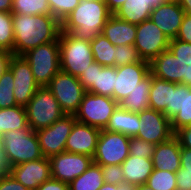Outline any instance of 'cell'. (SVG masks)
<instances>
[{
	"label": "cell",
	"instance_id": "40",
	"mask_svg": "<svg viewBox=\"0 0 191 190\" xmlns=\"http://www.w3.org/2000/svg\"><path fill=\"white\" fill-rule=\"evenodd\" d=\"M175 39L191 43V15H184L178 35Z\"/></svg>",
	"mask_w": 191,
	"mask_h": 190
},
{
	"label": "cell",
	"instance_id": "30",
	"mask_svg": "<svg viewBox=\"0 0 191 190\" xmlns=\"http://www.w3.org/2000/svg\"><path fill=\"white\" fill-rule=\"evenodd\" d=\"M94 61L102 66L115 67L116 46L102 33L90 41Z\"/></svg>",
	"mask_w": 191,
	"mask_h": 190
},
{
	"label": "cell",
	"instance_id": "49",
	"mask_svg": "<svg viewBox=\"0 0 191 190\" xmlns=\"http://www.w3.org/2000/svg\"><path fill=\"white\" fill-rule=\"evenodd\" d=\"M126 2V0H106L105 3L109 11L114 14L121 6Z\"/></svg>",
	"mask_w": 191,
	"mask_h": 190
},
{
	"label": "cell",
	"instance_id": "39",
	"mask_svg": "<svg viewBox=\"0 0 191 190\" xmlns=\"http://www.w3.org/2000/svg\"><path fill=\"white\" fill-rule=\"evenodd\" d=\"M103 180L106 183L118 185L124 182L123 170L121 165L102 166Z\"/></svg>",
	"mask_w": 191,
	"mask_h": 190
},
{
	"label": "cell",
	"instance_id": "15",
	"mask_svg": "<svg viewBox=\"0 0 191 190\" xmlns=\"http://www.w3.org/2000/svg\"><path fill=\"white\" fill-rule=\"evenodd\" d=\"M138 116L140 129L136 137L157 145L174 136L171 121L164 113L149 108L139 112Z\"/></svg>",
	"mask_w": 191,
	"mask_h": 190
},
{
	"label": "cell",
	"instance_id": "50",
	"mask_svg": "<svg viewBox=\"0 0 191 190\" xmlns=\"http://www.w3.org/2000/svg\"><path fill=\"white\" fill-rule=\"evenodd\" d=\"M177 2L186 15H191V0H178Z\"/></svg>",
	"mask_w": 191,
	"mask_h": 190
},
{
	"label": "cell",
	"instance_id": "24",
	"mask_svg": "<svg viewBox=\"0 0 191 190\" xmlns=\"http://www.w3.org/2000/svg\"><path fill=\"white\" fill-rule=\"evenodd\" d=\"M124 182L136 186L143 185L153 172L152 159L139 158L129 155L121 164Z\"/></svg>",
	"mask_w": 191,
	"mask_h": 190
},
{
	"label": "cell",
	"instance_id": "28",
	"mask_svg": "<svg viewBox=\"0 0 191 190\" xmlns=\"http://www.w3.org/2000/svg\"><path fill=\"white\" fill-rule=\"evenodd\" d=\"M19 129H31L28 125L25 107L17 105L0 109V136L8 131Z\"/></svg>",
	"mask_w": 191,
	"mask_h": 190
},
{
	"label": "cell",
	"instance_id": "27",
	"mask_svg": "<svg viewBox=\"0 0 191 190\" xmlns=\"http://www.w3.org/2000/svg\"><path fill=\"white\" fill-rule=\"evenodd\" d=\"M153 9L151 0H126L114 15L126 22L138 25L150 18Z\"/></svg>",
	"mask_w": 191,
	"mask_h": 190
},
{
	"label": "cell",
	"instance_id": "19",
	"mask_svg": "<svg viewBox=\"0 0 191 190\" xmlns=\"http://www.w3.org/2000/svg\"><path fill=\"white\" fill-rule=\"evenodd\" d=\"M101 129L76 121L65 145V151L93 157Z\"/></svg>",
	"mask_w": 191,
	"mask_h": 190
},
{
	"label": "cell",
	"instance_id": "32",
	"mask_svg": "<svg viewBox=\"0 0 191 190\" xmlns=\"http://www.w3.org/2000/svg\"><path fill=\"white\" fill-rule=\"evenodd\" d=\"M11 13L21 15L51 14L48 0H12Z\"/></svg>",
	"mask_w": 191,
	"mask_h": 190
},
{
	"label": "cell",
	"instance_id": "14",
	"mask_svg": "<svg viewBox=\"0 0 191 190\" xmlns=\"http://www.w3.org/2000/svg\"><path fill=\"white\" fill-rule=\"evenodd\" d=\"M51 178L69 184L83 174L93 163V158L83 154L64 151L48 158Z\"/></svg>",
	"mask_w": 191,
	"mask_h": 190
},
{
	"label": "cell",
	"instance_id": "5",
	"mask_svg": "<svg viewBox=\"0 0 191 190\" xmlns=\"http://www.w3.org/2000/svg\"><path fill=\"white\" fill-rule=\"evenodd\" d=\"M60 70L76 76L94 62L90 41L75 38L68 32H60Z\"/></svg>",
	"mask_w": 191,
	"mask_h": 190
},
{
	"label": "cell",
	"instance_id": "52",
	"mask_svg": "<svg viewBox=\"0 0 191 190\" xmlns=\"http://www.w3.org/2000/svg\"><path fill=\"white\" fill-rule=\"evenodd\" d=\"M151 1H152V6L155 8L159 4L175 2L178 0H151Z\"/></svg>",
	"mask_w": 191,
	"mask_h": 190
},
{
	"label": "cell",
	"instance_id": "38",
	"mask_svg": "<svg viewBox=\"0 0 191 190\" xmlns=\"http://www.w3.org/2000/svg\"><path fill=\"white\" fill-rule=\"evenodd\" d=\"M81 0H48L51 15L62 22L70 14Z\"/></svg>",
	"mask_w": 191,
	"mask_h": 190
},
{
	"label": "cell",
	"instance_id": "44",
	"mask_svg": "<svg viewBox=\"0 0 191 190\" xmlns=\"http://www.w3.org/2000/svg\"><path fill=\"white\" fill-rule=\"evenodd\" d=\"M37 190H69V185L65 182L50 178L40 184Z\"/></svg>",
	"mask_w": 191,
	"mask_h": 190
},
{
	"label": "cell",
	"instance_id": "13",
	"mask_svg": "<svg viewBox=\"0 0 191 190\" xmlns=\"http://www.w3.org/2000/svg\"><path fill=\"white\" fill-rule=\"evenodd\" d=\"M76 119L74 114H65L49 127L35 131L44 157H51L65 151L66 141Z\"/></svg>",
	"mask_w": 191,
	"mask_h": 190
},
{
	"label": "cell",
	"instance_id": "36",
	"mask_svg": "<svg viewBox=\"0 0 191 190\" xmlns=\"http://www.w3.org/2000/svg\"><path fill=\"white\" fill-rule=\"evenodd\" d=\"M155 144L147 142L138 137L129 139V155L139 158L152 159Z\"/></svg>",
	"mask_w": 191,
	"mask_h": 190
},
{
	"label": "cell",
	"instance_id": "51",
	"mask_svg": "<svg viewBox=\"0 0 191 190\" xmlns=\"http://www.w3.org/2000/svg\"><path fill=\"white\" fill-rule=\"evenodd\" d=\"M12 0H0V12H11Z\"/></svg>",
	"mask_w": 191,
	"mask_h": 190
},
{
	"label": "cell",
	"instance_id": "25",
	"mask_svg": "<svg viewBox=\"0 0 191 190\" xmlns=\"http://www.w3.org/2000/svg\"><path fill=\"white\" fill-rule=\"evenodd\" d=\"M149 107L164 113L171 120V82L152 75L149 90Z\"/></svg>",
	"mask_w": 191,
	"mask_h": 190
},
{
	"label": "cell",
	"instance_id": "45",
	"mask_svg": "<svg viewBox=\"0 0 191 190\" xmlns=\"http://www.w3.org/2000/svg\"><path fill=\"white\" fill-rule=\"evenodd\" d=\"M13 56V53L0 47V78L9 68L10 60Z\"/></svg>",
	"mask_w": 191,
	"mask_h": 190
},
{
	"label": "cell",
	"instance_id": "12",
	"mask_svg": "<svg viewBox=\"0 0 191 190\" xmlns=\"http://www.w3.org/2000/svg\"><path fill=\"white\" fill-rule=\"evenodd\" d=\"M169 38L149 18L136 25L134 47L142 60L151 62L163 51L168 50Z\"/></svg>",
	"mask_w": 191,
	"mask_h": 190
},
{
	"label": "cell",
	"instance_id": "21",
	"mask_svg": "<svg viewBox=\"0 0 191 190\" xmlns=\"http://www.w3.org/2000/svg\"><path fill=\"white\" fill-rule=\"evenodd\" d=\"M185 12L177 1L157 5L150 13V19L169 38L178 35Z\"/></svg>",
	"mask_w": 191,
	"mask_h": 190
},
{
	"label": "cell",
	"instance_id": "8",
	"mask_svg": "<svg viewBox=\"0 0 191 190\" xmlns=\"http://www.w3.org/2000/svg\"><path fill=\"white\" fill-rule=\"evenodd\" d=\"M118 106L111 97L86 92L74 117L80 123L105 129Z\"/></svg>",
	"mask_w": 191,
	"mask_h": 190
},
{
	"label": "cell",
	"instance_id": "37",
	"mask_svg": "<svg viewBox=\"0 0 191 190\" xmlns=\"http://www.w3.org/2000/svg\"><path fill=\"white\" fill-rule=\"evenodd\" d=\"M137 49L134 45H118L116 46L115 67H121L128 64L140 62Z\"/></svg>",
	"mask_w": 191,
	"mask_h": 190
},
{
	"label": "cell",
	"instance_id": "34",
	"mask_svg": "<svg viewBox=\"0 0 191 190\" xmlns=\"http://www.w3.org/2000/svg\"><path fill=\"white\" fill-rule=\"evenodd\" d=\"M14 76L8 68L0 78V109L17 106L13 95Z\"/></svg>",
	"mask_w": 191,
	"mask_h": 190
},
{
	"label": "cell",
	"instance_id": "23",
	"mask_svg": "<svg viewBox=\"0 0 191 190\" xmlns=\"http://www.w3.org/2000/svg\"><path fill=\"white\" fill-rule=\"evenodd\" d=\"M114 46L134 45L136 25L119 19L112 14L101 32Z\"/></svg>",
	"mask_w": 191,
	"mask_h": 190
},
{
	"label": "cell",
	"instance_id": "48",
	"mask_svg": "<svg viewBox=\"0 0 191 190\" xmlns=\"http://www.w3.org/2000/svg\"><path fill=\"white\" fill-rule=\"evenodd\" d=\"M10 166L8 165V162L5 157V152L0 145V177L4 176L9 173Z\"/></svg>",
	"mask_w": 191,
	"mask_h": 190
},
{
	"label": "cell",
	"instance_id": "35",
	"mask_svg": "<svg viewBox=\"0 0 191 190\" xmlns=\"http://www.w3.org/2000/svg\"><path fill=\"white\" fill-rule=\"evenodd\" d=\"M0 47L13 53L14 32L11 12H0Z\"/></svg>",
	"mask_w": 191,
	"mask_h": 190
},
{
	"label": "cell",
	"instance_id": "3",
	"mask_svg": "<svg viewBox=\"0 0 191 190\" xmlns=\"http://www.w3.org/2000/svg\"><path fill=\"white\" fill-rule=\"evenodd\" d=\"M111 15L105 2L81 0L61 22V31L75 38L92 41L101 34Z\"/></svg>",
	"mask_w": 191,
	"mask_h": 190
},
{
	"label": "cell",
	"instance_id": "17",
	"mask_svg": "<svg viewBox=\"0 0 191 190\" xmlns=\"http://www.w3.org/2000/svg\"><path fill=\"white\" fill-rule=\"evenodd\" d=\"M86 92L113 98L115 67L91 63L78 77Z\"/></svg>",
	"mask_w": 191,
	"mask_h": 190
},
{
	"label": "cell",
	"instance_id": "18",
	"mask_svg": "<svg viewBox=\"0 0 191 190\" xmlns=\"http://www.w3.org/2000/svg\"><path fill=\"white\" fill-rule=\"evenodd\" d=\"M9 173L24 187L37 190L40 184L51 178L47 157L10 167Z\"/></svg>",
	"mask_w": 191,
	"mask_h": 190
},
{
	"label": "cell",
	"instance_id": "26",
	"mask_svg": "<svg viewBox=\"0 0 191 190\" xmlns=\"http://www.w3.org/2000/svg\"><path fill=\"white\" fill-rule=\"evenodd\" d=\"M140 129L138 113H133L119 106L110 117L105 130L122 133L128 137H136Z\"/></svg>",
	"mask_w": 191,
	"mask_h": 190
},
{
	"label": "cell",
	"instance_id": "22",
	"mask_svg": "<svg viewBox=\"0 0 191 190\" xmlns=\"http://www.w3.org/2000/svg\"><path fill=\"white\" fill-rule=\"evenodd\" d=\"M180 156V142L174 135L167 141L155 145L152 156L153 167L162 171L176 173L181 167Z\"/></svg>",
	"mask_w": 191,
	"mask_h": 190
},
{
	"label": "cell",
	"instance_id": "1",
	"mask_svg": "<svg viewBox=\"0 0 191 190\" xmlns=\"http://www.w3.org/2000/svg\"><path fill=\"white\" fill-rule=\"evenodd\" d=\"M14 56H23L35 47L59 38L61 22L51 14L21 15L12 13Z\"/></svg>",
	"mask_w": 191,
	"mask_h": 190
},
{
	"label": "cell",
	"instance_id": "47",
	"mask_svg": "<svg viewBox=\"0 0 191 190\" xmlns=\"http://www.w3.org/2000/svg\"><path fill=\"white\" fill-rule=\"evenodd\" d=\"M177 190H191V176L176 174Z\"/></svg>",
	"mask_w": 191,
	"mask_h": 190
},
{
	"label": "cell",
	"instance_id": "42",
	"mask_svg": "<svg viewBox=\"0 0 191 190\" xmlns=\"http://www.w3.org/2000/svg\"><path fill=\"white\" fill-rule=\"evenodd\" d=\"M180 164L181 167L176 174L191 176V149L181 148Z\"/></svg>",
	"mask_w": 191,
	"mask_h": 190
},
{
	"label": "cell",
	"instance_id": "46",
	"mask_svg": "<svg viewBox=\"0 0 191 190\" xmlns=\"http://www.w3.org/2000/svg\"><path fill=\"white\" fill-rule=\"evenodd\" d=\"M137 186L128 182H121L118 185H113L104 182L103 186L99 190H136Z\"/></svg>",
	"mask_w": 191,
	"mask_h": 190
},
{
	"label": "cell",
	"instance_id": "11",
	"mask_svg": "<svg viewBox=\"0 0 191 190\" xmlns=\"http://www.w3.org/2000/svg\"><path fill=\"white\" fill-rule=\"evenodd\" d=\"M65 114H74L86 93L76 76L59 71L47 85Z\"/></svg>",
	"mask_w": 191,
	"mask_h": 190
},
{
	"label": "cell",
	"instance_id": "10",
	"mask_svg": "<svg viewBox=\"0 0 191 190\" xmlns=\"http://www.w3.org/2000/svg\"><path fill=\"white\" fill-rule=\"evenodd\" d=\"M129 139L122 133L101 129L93 163L100 166L121 165L129 156Z\"/></svg>",
	"mask_w": 191,
	"mask_h": 190
},
{
	"label": "cell",
	"instance_id": "41",
	"mask_svg": "<svg viewBox=\"0 0 191 190\" xmlns=\"http://www.w3.org/2000/svg\"><path fill=\"white\" fill-rule=\"evenodd\" d=\"M0 190H30L19 183L10 173L0 177Z\"/></svg>",
	"mask_w": 191,
	"mask_h": 190
},
{
	"label": "cell",
	"instance_id": "20",
	"mask_svg": "<svg viewBox=\"0 0 191 190\" xmlns=\"http://www.w3.org/2000/svg\"><path fill=\"white\" fill-rule=\"evenodd\" d=\"M171 127L178 129L191 125V87L171 82Z\"/></svg>",
	"mask_w": 191,
	"mask_h": 190
},
{
	"label": "cell",
	"instance_id": "6",
	"mask_svg": "<svg viewBox=\"0 0 191 190\" xmlns=\"http://www.w3.org/2000/svg\"><path fill=\"white\" fill-rule=\"evenodd\" d=\"M25 109L28 125L33 131L49 127L65 115L47 86L37 89Z\"/></svg>",
	"mask_w": 191,
	"mask_h": 190
},
{
	"label": "cell",
	"instance_id": "4",
	"mask_svg": "<svg viewBox=\"0 0 191 190\" xmlns=\"http://www.w3.org/2000/svg\"><path fill=\"white\" fill-rule=\"evenodd\" d=\"M1 146L10 167L43 158L36 132L32 129H19L6 132Z\"/></svg>",
	"mask_w": 191,
	"mask_h": 190
},
{
	"label": "cell",
	"instance_id": "54",
	"mask_svg": "<svg viewBox=\"0 0 191 190\" xmlns=\"http://www.w3.org/2000/svg\"><path fill=\"white\" fill-rule=\"evenodd\" d=\"M85 1H100V2H105L106 0H85Z\"/></svg>",
	"mask_w": 191,
	"mask_h": 190
},
{
	"label": "cell",
	"instance_id": "33",
	"mask_svg": "<svg viewBox=\"0 0 191 190\" xmlns=\"http://www.w3.org/2000/svg\"><path fill=\"white\" fill-rule=\"evenodd\" d=\"M145 184L154 190H177L176 173L154 168Z\"/></svg>",
	"mask_w": 191,
	"mask_h": 190
},
{
	"label": "cell",
	"instance_id": "9",
	"mask_svg": "<svg viewBox=\"0 0 191 190\" xmlns=\"http://www.w3.org/2000/svg\"><path fill=\"white\" fill-rule=\"evenodd\" d=\"M152 74L150 62L141 60L133 64L115 67L113 99L118 103L137 88H150Z\"/></svg>",
	"mask_w": 191,
	"mask_h": 190
},
{
	"label": "cell",
	"instance_id": "31",
	"mask_svg": "<svg viewBox=\"0 0 191 190\" xmlns=\"http://www.w3.org/2000/svg\"><path fill=\"white\" fill-rule=\"evenodd\" d=\"M149 90L150 88L135 89L118 103L119 107L133 113L149 109Z\"/></svg>",
	"mask_w": 191,
	"mask_h": 190
},
{
	"label": "cell",
	"instance_id": "29",
	"mask_svg": "<svg viewBox=\"0 0 191 190\" xmlns=\"http://www.w3.org/2000/svg\"><path fill=\"white\" fill-rule=\"evenodd\" d=\"M103 184L102 166L92 163L83 174L68 185L69 190H99Z\"/></svg>",
	"mask_w": 191,
	"mask_h": 190
},
{
	"label": "cell",
	"instance_id": "2",
	"mask_svg": "<svg viewBox=\"0 0 191 190\" xmlns=\"http://www.w3.org/2000/svg\"><path fill=\"white\" fill-rule=\"evenodd\" d=\"M150 73L157 78L191 87V43L170 40L168 50L150 62Z\"/></svg>",
	"mask_w": 191,
	"mask_h": 190
},
{
	"label": "cell",
	"instance_id": "16",
	"mask_svg": "<svg viewBox=\"0 0 191 190\" xmlns=\"http://www.w3.org/2000/svg\"><path fill=\"white\" fill-rule=\"evenodd\" d=\"M9 69L14 76L13 95L17 105L25 107L40 87L34 79L30 64L23 56H12Z\"/></svg>",
	"mask_w": 191,
	"mask_h": 190
},
{
	"label": "cell",
	"instance_id": "43",
	"mask_svg": "<svg viewBox=\"0 0 191 190\" xmlns=\"http://www.w3.org/2000/svg\"><path fill=\"white\" fill-rule=\"evenodd\" d=\"M174 135L179 140L181 148L191 149V125L178 129Z\"/></svg>",
	"mask_w": 191,
	"mask_h": 190
},
{
	"label": "cell",
	"instance_id": "7",
	"mask_svg": "<svg viewBox=\"0 0 191 190\" xmlns=\"http://www.w3.org/2000/svg\"><path fill=\"white\" fill-rule=\"evenodd\" d=\"M30 64L35 81L40 87L47 86L60 71L59 38L41 44L23 55Z\"/></svg>",
	"mask_w": 191,
	"mask_h": 190
},
{
	"label": "cell",
	"instance_id": "53",
	"mask_svg": "<svg viewBox=\"0 0 191 190\" xmlns=\"http://www.w3.org/2000/svg\"><path fill=\"white\" fill-rule=\"evenodd\" d=\"M136 190H154L150 186L143 184V185H138Z\"/></svg>",
	"mask_w": 191,
	"mask_h": 190
}]
</instances>
